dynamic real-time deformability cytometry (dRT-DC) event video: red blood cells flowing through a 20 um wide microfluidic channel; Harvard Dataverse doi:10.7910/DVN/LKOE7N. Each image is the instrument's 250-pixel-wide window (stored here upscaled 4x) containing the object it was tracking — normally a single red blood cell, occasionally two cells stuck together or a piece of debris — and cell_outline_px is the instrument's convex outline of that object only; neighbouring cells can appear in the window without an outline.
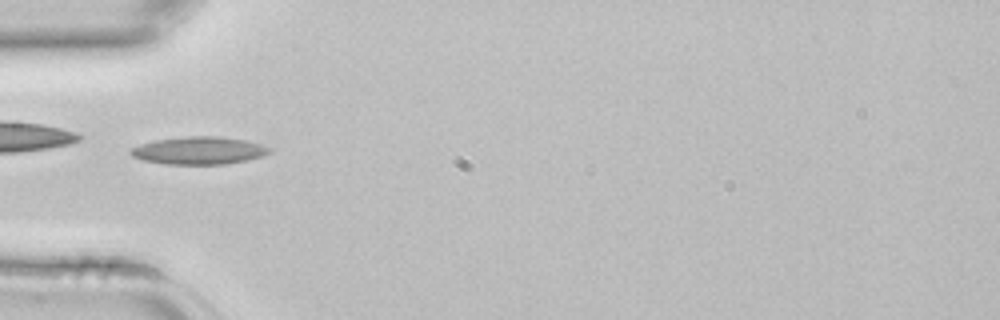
{"species": "common noctule bat (a hibernating species)", "species_latin": "Nyctalus noctula", "temperature_condition": "room temperature", "stored_images_in_passage": 4, "camera_frame_rate_fps": 3000, "um_per_image_px": 0.085, "animal": {"sex": "female", "body_mass_g": 22.7, "forearm_length_mm": 54.2}, "frame": {"image": 1, "passage_image": 4, "time_ms": 1.0, "image_size_px": [1000, 320], "cell_outline_px": [[272, 152], [264, 156], [248, 160], [224, 164], [164, 164], [144, 160], [132, 156], [128, 152], [132, 148], [140, 144], [156, 140], [184, 136], [216, 136], [244, 140], [260, 144], [272, 148]], "centroid_in_image_um": [16.93, 12.8], "position_along_channel_um": 68.1, "area_um2": 22.37}}